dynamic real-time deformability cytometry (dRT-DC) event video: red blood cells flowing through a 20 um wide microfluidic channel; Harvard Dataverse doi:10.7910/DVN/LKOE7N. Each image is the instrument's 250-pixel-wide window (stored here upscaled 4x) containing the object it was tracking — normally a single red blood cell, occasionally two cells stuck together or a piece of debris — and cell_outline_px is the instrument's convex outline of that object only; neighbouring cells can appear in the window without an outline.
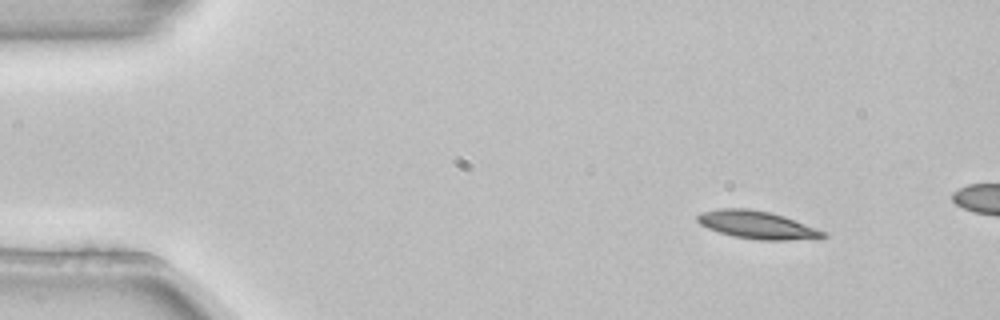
{"species": "common noctule bat (a hibernating species)", "species_latin": "Nyctalus noctula", "temperature_condition": "room temperature", "stored_images_in_passage": 3, "camera_frame_rate_fps": 3000, "um_per_image_px": 0.085, "animal": {"sex": "female", "body_mass_g": 22.7, "forearm_length_mm": 54.2}, "frame": {"image": 1, "passage_image": 1, "time_ms": 0.0, "image_size_px": [1000, 320], "cell_outline_px": [[828, 236], [820, 240], [756, 240], [732, 236], [708, 228], [700, 224], [696, 220], [696, 216], [700, 212], [716, 208], [748, 208], [772, 212], [784, 216], [824, 232]], "centroid_in_image_um": [64.35, 19.12], "position_along_channel_um": 20.6, "area_um2": 20.69}}